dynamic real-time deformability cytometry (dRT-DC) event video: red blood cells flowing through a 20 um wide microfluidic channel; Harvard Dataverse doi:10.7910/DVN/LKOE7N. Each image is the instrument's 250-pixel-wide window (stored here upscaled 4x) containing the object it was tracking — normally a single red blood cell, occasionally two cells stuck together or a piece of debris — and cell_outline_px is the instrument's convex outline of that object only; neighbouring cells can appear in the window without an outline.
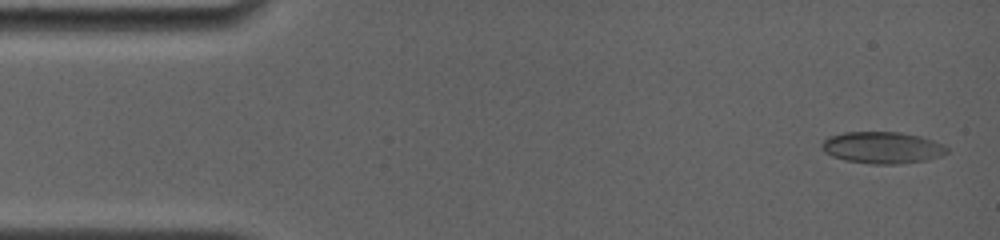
{"species": "common noctule bat (a hibernating species)", "species_latin": "Nyctalus noctula", "temperature_condition": "room temperature", "stored_images_in_passage": 13, "camera_frame_rate_fps": 4000, "um_per_image_px": 0.085, "animal": {"sex": "female", "body_mass_g": 19.0, "forearm_length_mm": 56.7}, "frame": {"image": 1, "passage_image": 1, "time_ms": 0.0, "image_size_px": [1000, 240], "cell_outline_px": [[948, 152], [940, 156], [924, 160], [900, 164], [872, 164], [844, 160], [832, 156], [824, 152], [820, 148], [820, 144], [828, 136], [844, 132], [900, 132], [920, 136], [944, 144], [948, 148]], "centroid_in_image_um": [74.96, 12.54], "position_along_channel_um": 10.0, "area_um2": 23.29}}
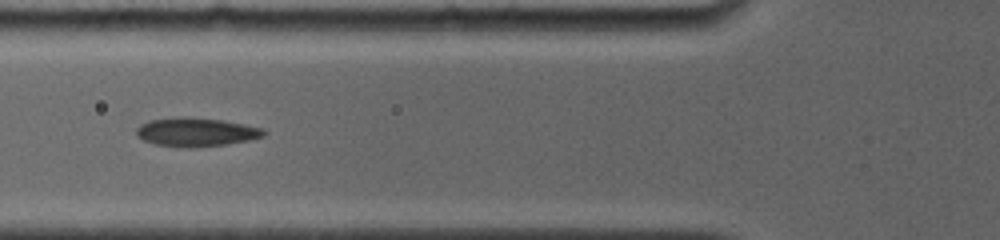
{"frame": {"image": 2, "passage_image": 8, "time_ms": 5.5, "image_size_px": [1000, 240], "cell_outline_px": [[268, 132], [264, 136], [248, 140], [224, 144], [188, 148], [156, 144], [144, 140], [136, 136], [136, 128], [140, 124], [148, 120], [180, 116], [184, 116], [224, 120], [264, 128]], "centroid_in_image_um": [16.66, 11.21], "position_along_channel_um": 109.1, "area_um2": 21.44}}
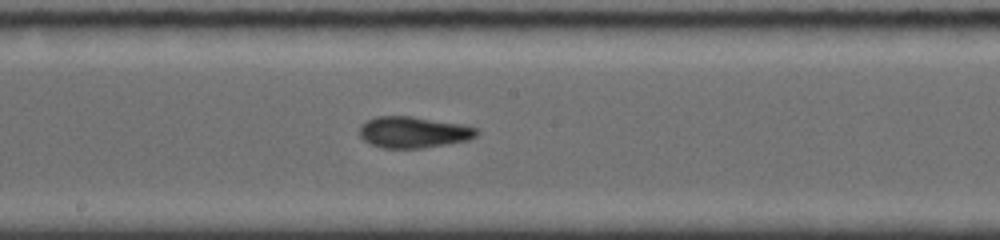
{"frame": {"image": 3, "passage_image": 13, "time_ms": 8.25, "image_size_px": [1000, 240], "cell_outline_px": [[480, 132], [476, 136], [468, 140], [420, 148], [380, 148], [364, 140], [360, 136], [360, 124], [376, 116], [412, 116], [464, 124], [480, 128]], "centroid_in_image_um": [35.17, 11.22], "position_along_channel_um": 213.0, "area_um2": 21.5}}